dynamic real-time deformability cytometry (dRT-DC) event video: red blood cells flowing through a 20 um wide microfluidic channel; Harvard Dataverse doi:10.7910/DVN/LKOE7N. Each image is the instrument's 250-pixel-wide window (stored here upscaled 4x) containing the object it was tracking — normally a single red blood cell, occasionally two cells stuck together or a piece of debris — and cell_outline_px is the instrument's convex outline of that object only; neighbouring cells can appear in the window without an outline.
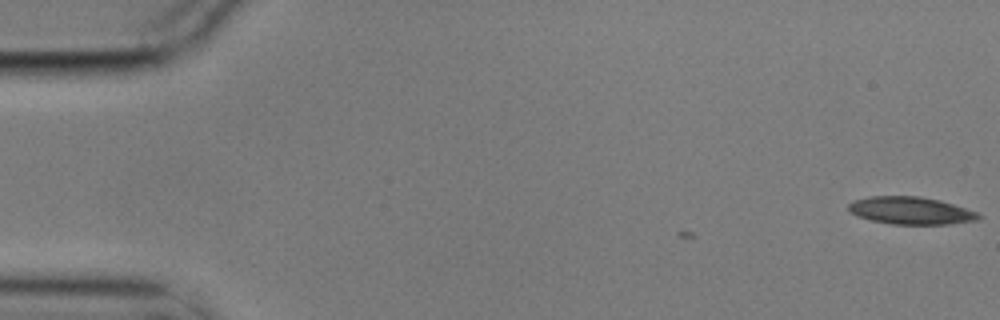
{"species": "common noctule bat (a hibernating species)", "species_latin": "Nyctalus noctula", "temperature_condition": "cold", "stored_images_in_passage": 2, "camera_frame_rate_fps": 3000, "um_per_image_px": 0.085, "animal": {"sex": "male", "body_mass_g": 17.9}, "frame": {"image": 1, "passage_image": 2, "time_ms": 0.333, "image_size_px": [1000, 320], "cell_outline_px": [[984, 216], [980, 220], [948, 224], [892, 224], [872, 220], [856, 216], [848, 212], [848, 204], [852, 200], [868, 196], [920, 196], [940, 200], [976, 212]], "centroid_in_image_um": [77.39, 17.9], "position_along_channel_um": 7.6, "area_um2": 20.98}}